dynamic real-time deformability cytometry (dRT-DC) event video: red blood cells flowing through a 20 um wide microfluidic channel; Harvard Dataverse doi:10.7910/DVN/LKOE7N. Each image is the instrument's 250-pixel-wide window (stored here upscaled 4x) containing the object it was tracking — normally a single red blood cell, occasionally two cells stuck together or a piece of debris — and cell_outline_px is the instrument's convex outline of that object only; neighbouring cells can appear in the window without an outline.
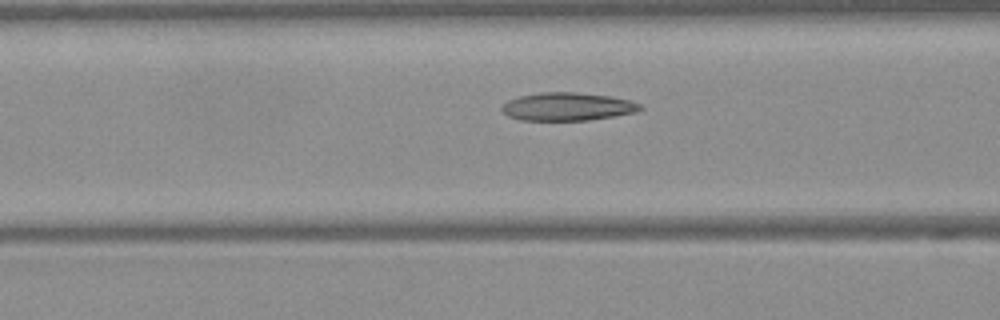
{"species": "Egyptian fruit bat (a non-hibernating species)", "species_latin": "Rousettus aegyptiacus", "temperature_condition": "warm", "stored_images_in_passage": 17, "camera_frame_rate_fps": 3000, "um_per_image_px": 0.085, "frame": {"image": 1, "passage_image": 15, "time_ms": 4.667, "image_size_px": [1000, 320], "cell_outline_px": [[644, 108], [636, 112], [588, 120], [520, 120], [508, 116], [500, 108], [508, 100], [520, 96], [540, 92], [576, 92], [608, 96], [628, 100], [640, 104]], "centroid_in_image_um": [48.21, 9.06], "position_along_channel_um": 118.4, "area_um2": 22.43}}